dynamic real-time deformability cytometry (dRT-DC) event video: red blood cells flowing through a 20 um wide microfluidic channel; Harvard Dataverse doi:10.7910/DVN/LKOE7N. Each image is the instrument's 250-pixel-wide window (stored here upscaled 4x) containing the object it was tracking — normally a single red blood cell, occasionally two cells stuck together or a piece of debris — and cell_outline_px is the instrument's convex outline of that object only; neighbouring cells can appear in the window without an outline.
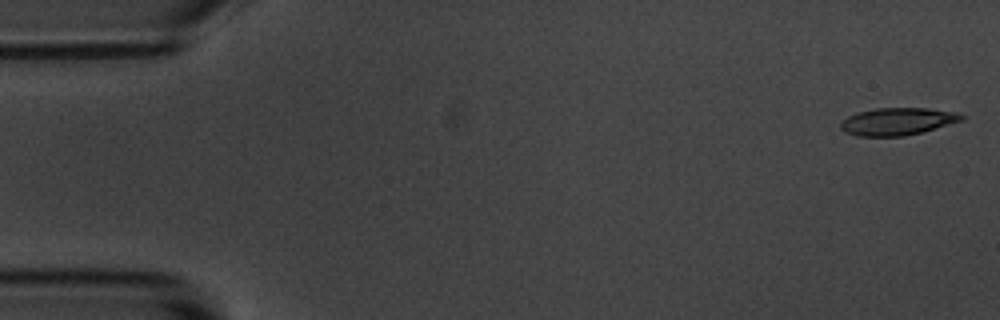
{"species": "common noctule bat (a hibernating species)", "species_latin": "Nyctalus noctula", "temperature_condition": "room temperature", "stored_images_in_passage": 5, "camera_frame_rate_fps": 3000, "um_per_image_px": 0.085, "animal": {"sex": "male", "body_mass_g": 20.1, "forearm_length_mm": 53.5}, "frame": {"image": 1, "passage_image": 1, "time_ms": 0.0, "image_size_px": [1000, 320], "cell_outline_px": [[964, 120], [920, 132], [904, 136], [856, 136], [844, 132], [840, 128], [840, 124], [848, 116], [856, 112], [876, 108], [928, 108], [956, 112], [964, 116]], "centroid_in_image_um": [76.26, 10.32], "position_along_channel_um": 8.7, "area_um2": 19.25}}
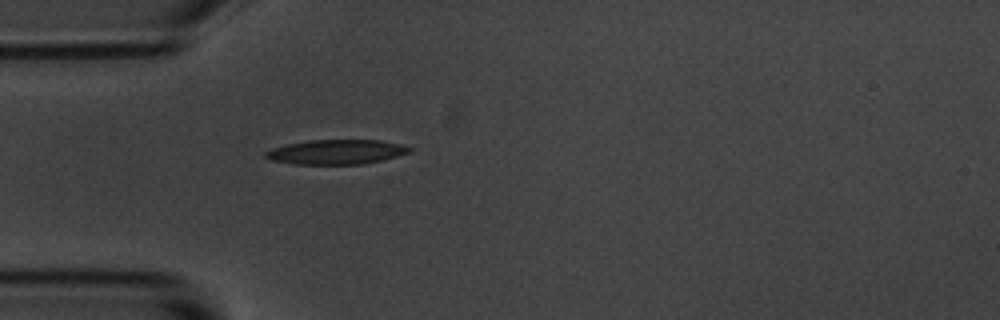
{"frame": {"image": 2, "passage_image": 5, "time_ms": 4.667, "image_size_px": [1000, 320], "cell_outline_px": [[412, 152], [380, 160], [360, 164], [292, 164], [272, 160], [264, 156], [264, 152], [272, 148], [288, 144], [308, 140], [380, 140], [400, 144], [412, 148]], "centroid_in_image_um": [28.57, 12.91], "position_along_channel_um": 56.4, "area_um2": 20.52}}